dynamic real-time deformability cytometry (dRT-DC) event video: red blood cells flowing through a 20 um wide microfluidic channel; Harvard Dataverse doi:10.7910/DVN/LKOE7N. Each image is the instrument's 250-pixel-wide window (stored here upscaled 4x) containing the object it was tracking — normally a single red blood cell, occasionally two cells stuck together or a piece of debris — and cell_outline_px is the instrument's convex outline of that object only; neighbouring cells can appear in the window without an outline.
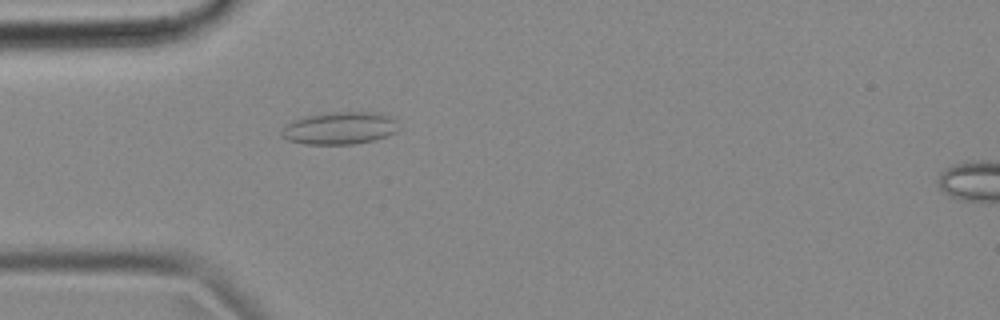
{"species": "common noctule bat (a hibernating species)", "species_latin": "Nyctalus noctula", "temperature_condition": "cold", "stored_images_in_passage": 55, "camera_frame_rate_fps": 3000, "um_per_image_px": 0.085, "animal": {"sex": "female", "body_mass_g": 18.4}, "frame": {"image": 1, "passage_image": 16, "time_ms": 5.0, "image_size_px": [1000, 320], "cell_outline_px": [[400, 128], [396, 132], [372, 140], [352, 144], [304, 144], [288, 140], [280, 136], [280, 132], [288, 124], [304, 116], [328, 112], [380, 112], [392, 116], [396, 120]], "centroid_in_image_um": [28.91, 10.88], "position_along_channel_um": 56.1, "area_um2": 22.2}}
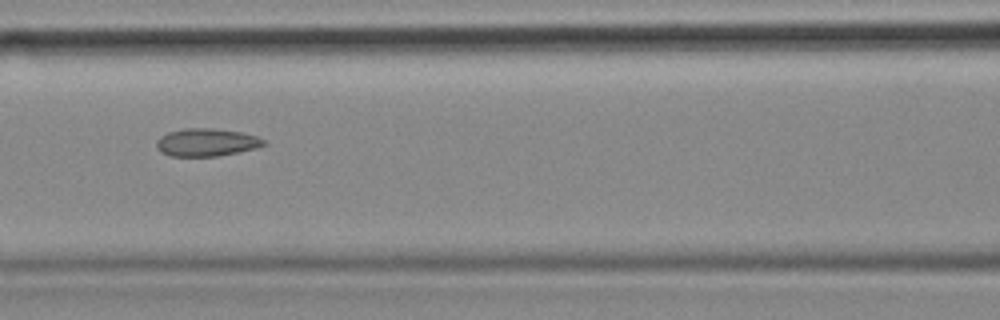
{"frame": {"image": 2, "passage_image": 24, "time_ms": 7.667, "image_size_px": [1000, 320], "cell_outline_px": [[268, 144], [256, 148], [240, 152], [216, 156], [168, 156], [160, 152], [156, 148], [156, 140], [160, 136], [168, 132], [184, 128], [212, 128], [240, 132], [256, 136], [264, 140]], "centroid_in_image_um": [17.52, 12.1], "position_along_channel_um": 149.1, "area_um2": 17.51}}
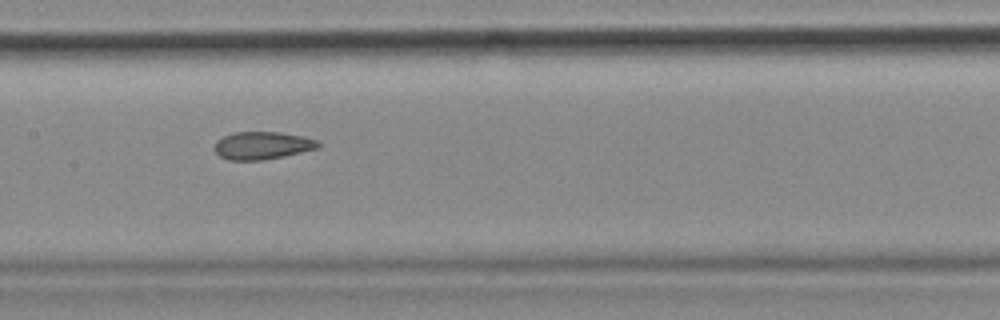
{"frame": {"image": 3, "passage_image": 27, "time_ms": 8.667, "image_size_px": [1000, 320], "cell_outline_px": [[320, 148], [284, 156], [264, 160], [228, 160], [220, 156], [212, 148], [216, 140], [232, 132], [280, 132], [304, 136], [316, 140], [320, 144]], "centroid_in_image_um": [22.28, 12.36], "position_along_channel_um": 185.1, "area_um2": 16.94}, "authors_computed_cell_mechanics": {"area_um2": 17.918, "velocity_mm_per_s": 3.6204, "shape_relaxation_time_tau1_ms": null, "shape_relaxation_time_tau2_ms": 2.4291, "deformation_change_tau1": null, "deformation_change_tau2": 0.085}}